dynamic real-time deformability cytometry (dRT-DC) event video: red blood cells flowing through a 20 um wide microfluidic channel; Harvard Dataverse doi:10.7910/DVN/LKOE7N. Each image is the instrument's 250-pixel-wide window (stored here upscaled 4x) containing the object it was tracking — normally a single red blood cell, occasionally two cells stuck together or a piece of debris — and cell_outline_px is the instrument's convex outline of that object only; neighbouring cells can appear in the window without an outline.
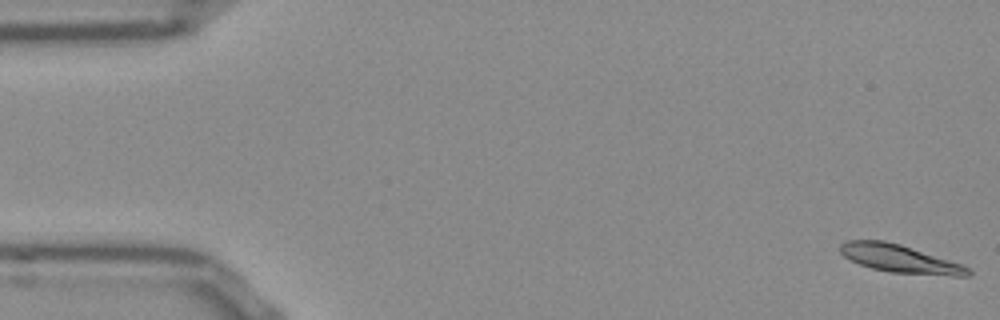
{"species": "Egyptian fruit bat (a non-hibernating species)", "species_latin": "Rousettus aegyptiacus", "temperature_condition": "room temperature", "stored_images_in_passage": 11, "camera_frame_rate_fps": 3000, "um_per_image_px": 0.085, "frame": {"image": 1, "passage_image": 1, "time_ms": 0.0, "image_size_px": [1000, 320], "cell_outline_px": [[972, 272], [968, 276], [952, 276], [888, 272], [872, 268], [860, 264], [844, 256], [840, 252], [840, 244], [848, 240], [884, 240], [900, 244], [960, 264], [968, 268]], "centroid_in_image_um": [76.46, 21.99], "position_along_channel_um": 8.5, "area_um2": 20.52}}